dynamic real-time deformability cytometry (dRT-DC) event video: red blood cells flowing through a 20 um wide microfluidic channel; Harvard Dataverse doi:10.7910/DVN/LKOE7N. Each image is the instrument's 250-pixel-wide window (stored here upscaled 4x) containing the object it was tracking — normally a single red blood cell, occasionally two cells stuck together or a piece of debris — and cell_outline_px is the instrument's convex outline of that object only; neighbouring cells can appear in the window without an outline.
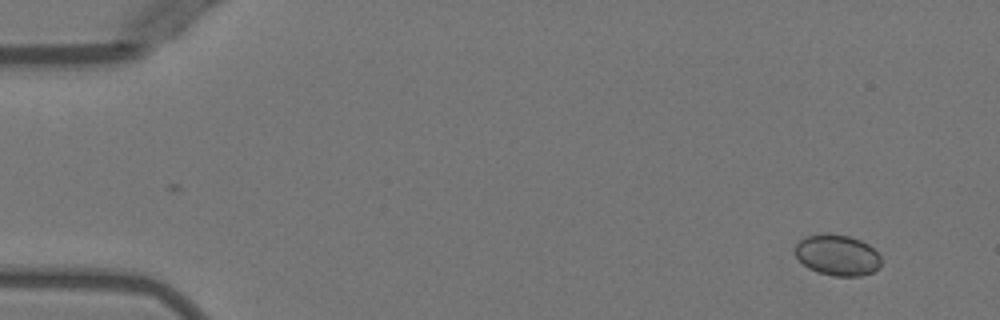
{"species": "Egyptian fruit bat (a non-hibernating species)", "species_latin": "Rousettus aegyptiacus", "temperature_condition": "warm", "stored_images_in_passage": 2, "camera_frame_rate_fps": 3000, "um_per_image_px": 0.085, "animal": {"sex": "female"}, "frame": {"image": 1, "passage_image": 2, "time_ms": 2.0, "image_size_px": [1000, 320], "cell_outline_px": [[880, 268], [872, 272], [860, 276], [832, 276], [808, 268], [796, 256], [796, 244], [804, 236], [848, 236], [860, 240], [868, 244], [880, 256]], "centroid_in_image_um": [71.2, 21.73], "position_along_channel_um": 13.8, "area_um2": 19.88}}